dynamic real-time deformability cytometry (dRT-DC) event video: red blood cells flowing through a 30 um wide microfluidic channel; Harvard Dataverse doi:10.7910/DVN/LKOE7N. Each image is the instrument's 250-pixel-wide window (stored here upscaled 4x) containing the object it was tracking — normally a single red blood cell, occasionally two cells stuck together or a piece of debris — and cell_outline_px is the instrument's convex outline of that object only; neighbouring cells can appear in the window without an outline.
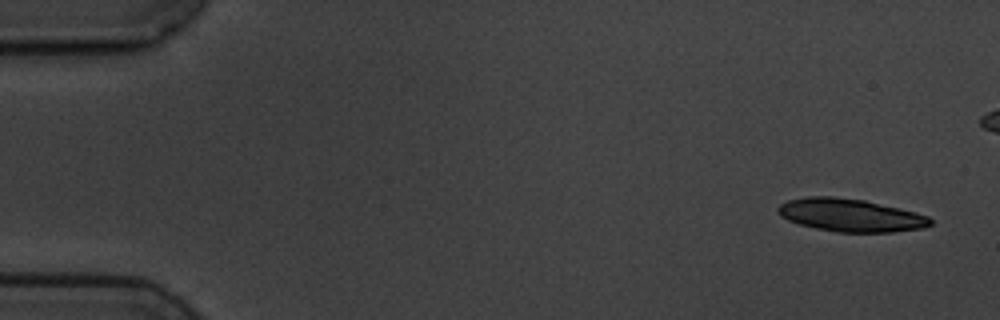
{"species": "common noctule bat (a hibernating species)", "species_latin": "Nyctalus noctula", "temperature_condition": "cold", "stored_images_in_passage": 5, "camera_frame_rate_fps": 3000, "um_per_image_px": 0.085, "animal": {"sex": "male", "body_mass_g": 19.5, "forearm_length_mm": 54.6}, "frame": {"image": 1, "passage_image": 1, "time_ms": 0.0, "image_size_px": [1000, 320], "cell_outline_px": [[932, 224], [924, 228], [892, 232], [836, 232], [816, 228], [800, 224], [788, 220], [780, 216], [776, 212], [776, 208], [780, 204], [788, 200], [808, 196], [832, 196], [864, 200], [916, 212], [928, 216], [932, 220]], "centroid_in_image_um": [72.27, 18.29], "position_along_channel_um": 12.7, "area_um2": 29.25}}